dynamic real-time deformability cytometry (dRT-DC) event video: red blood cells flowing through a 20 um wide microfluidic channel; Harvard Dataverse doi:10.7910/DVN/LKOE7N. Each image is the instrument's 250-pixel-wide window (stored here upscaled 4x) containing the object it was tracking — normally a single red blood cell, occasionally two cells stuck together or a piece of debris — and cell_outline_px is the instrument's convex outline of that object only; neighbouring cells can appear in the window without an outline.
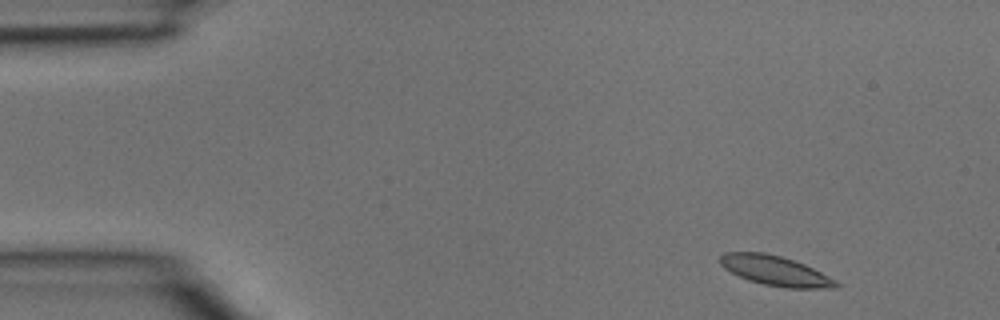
{"species": "common noctule bat (a hibernating species)", "species_latin": "Nyctalus noctula", "temperature_condition": "room temperature", "stored_images_in_passage": 3, "camera_frame_rate_fps": 3000, "um_per_image_px": 0.085, "animal": {"sex": "male", "body_mass_g": 15.6}, "frame": {"image": 1, "passage_image": 1, "time_ms": 0.0, "image_size_px": [1000, 320], "cell_outline_px": [[840, 288], [784, 288], [764, 284], [748, 280], [724, 268], [720, 264], [720, 256], [724, 252], [764, 252], [780, 256], [804, 264], [836, 280], [840, 284]], "centroid_in_image_um": [65.91, 23.02], "position_along_channel_um": 19.1, "area_um2": 20.0}}
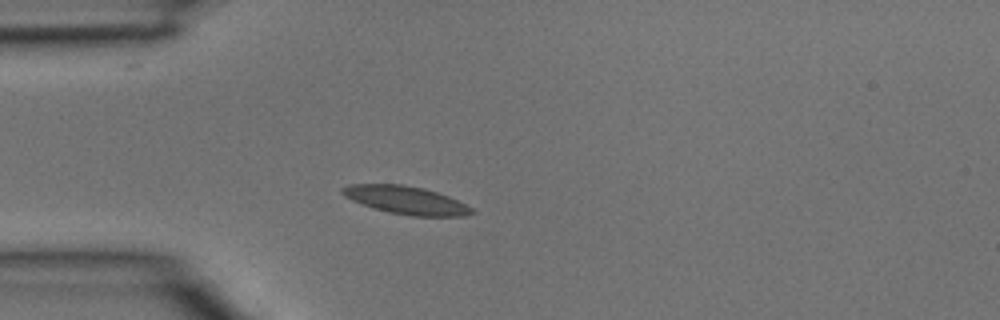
{"frame": {"image": 2, "passage_image": 3, "time_ms": 0.667, "image_size_px": [1000, 320], "cell_outline_px": [[476, 212], [464, 216], [412, 216], [388, 212], [372, 208], [352, 200], [344, 196], [340, 192], [340, 188], [348, 184], [404, 184], [424, 188], [448, 196], [472, 208]], "centroid_in_image_um": [34.47, 17.0], "position_along_channel_um": 50.5, "area_um2": 21.15}}